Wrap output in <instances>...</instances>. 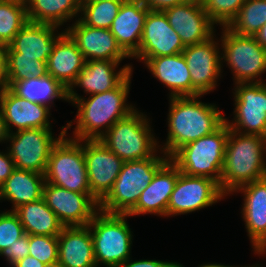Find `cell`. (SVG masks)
Wrapping results in <instances>:
<instances>
[{
  "mask_svg": "<svg viewBox=\"0 0 266 267\" xmlns=\"http://www.w3.org/2000/svg\"><path fill=\"white\" fill-rule=\"evenodd\" d=\"M132 72L114 89L80 96L75 89H68V102L76 105V127L71 138L99 140L118 120L127 117L136 107L127 104Z\"/></svg>",
  "mask_w": 266,
  "mask_h": 267,
  "instance_id": "cell-1",
  "label": "cell"
},
{
  "mask_svg": "<svg viewBox=\"0 0 266 267\" xmlns=\"http://www.w3.org/2000/svg\"><path fill=\"white\" fill-rule=\"evenodd\" d=\"M201 97H169L168 134L164 145H159V151L167 157L187 143L214 133L225 123L216 104L201 102Z\"/></svg>",
  "mask_w": 266,
  "mask_h": 267,
  "instance_id": "cell-2",
  "label": "cell"
},
{
  "mask_svg": "<svg viewBox=\"0 0 266 267\" xmlns=\"http://www.w3.org/2000/svg\"><path fill=\"white\" fill-rule=\"evenodd\" d=\"M266 177V137L242 134L229 128L220 190L225 196Z\"/></svg>",
  "mask_w": 266,
  "mask_h": 267,
  "instance_id": "cell-3",
  "label": "cell"
},
{
  "mask_svg": "<svg viewBox=\"0 0 266 267\" xmlns=\"http://www.w3.org/2000/svg\"><path fill=\"white\" fill-rule=\"evenodd\" d=\"M160 153L162 156L157 153L152 158L124 162L111 190L99 202V210L109 214H128L155 173L170 159Z\"/></svg>",
  "mask_w": 266,
  "mask_h": 267,
  "instance_id": "cell-4",
  "label": "cell"
},
{
  "mask_svg": "<svg viewBox=\"0 0 266 267\" xmlns=\"http://www.w3.org/2000/svg\"><path fill=\"white\" fill-rule=\"evenodd\" d=\"M149 117L137 110L118 120L99 140L123 162L152 158L159 152Z\"/></svg>",
  "mask_w": 266,
  "mask_h": 267,
  "instance_id": "cell-5",
  "label": "cell"
},
{
  "mask_svg": "<svg viewBox=\"0 0 266 267\" xmlns=\"http://www.w3.org/2000/svg\"><path fill=\"white\" fill-rule=\"evenodd\" d=\"M228 136L224 123L214 133L179 148L170 160L186 175L209 177L220 184Z\"/></svg>",
  "mask_w": 266,
  "mask_h": 267,
  "instance_id": "cell-6",
  "label": "cell"
},
{
  "mask_svg": "<svg viewBox=\"0 0 266 267\" xmlns=\"http://www.w3.org/2000/svg\"><path fill=\"white\" fill-rule=\"evenodd\" d=\"M127 217L99 210L89 222L97 267H120L130 258L133 234Z\"/></svg>",
  "mask_w": 266,
  "mask_h": 267,
  "instance_id": "cell-7",
  "label": "cell"
},
{
  "mask_svg": "<svg viewBox=\"0 0 266 267\" xmlns=\"http://www.w3.org/2000/svg\"><path fill=\"white\" fill-rule=\"evenodd\" d=\"M72 123V120L67 123L65 134L51 150L44 174L45 182L69 191L91 193L82 140L67 136V130L72 127Z\"/></svg>",
  "mask_w": 266,
  "mask_h": 267,
  "instance_id": "cell-8",
  "label": "cell"
},
{
  "mask_svg": "<svg viewBox=\"0 0 266 267\" xmlns=\"http://www.w3.org/2000/svg\"><path fill=\"white\" fill-rule=\"evenodd\" d=\"M221 30V60L232 71L234 84L264 82L260 76L266 72V49L255 36L236 34L227 26Z\"/></svg>",
  "mask_w": 266,
  "mask_h": 267,
  "instance_id": "cell-9",
  "label": "cell"
},
{
  "mask_svg": "<svg viewBox=\"0 0 266 267\" xmlns=\"http://www.w3.org/2000/svg\"><path fill=\"white\" fill-rule=\"evenodd\" d=\"M61 129L58 138H54L52 129L47 128H29L9 134L6 141L10 142V146L7 150L15 169L44 175L52 148L65 134V127L62 126Z\"/></svg>",
  "mask_w": 266,
  "mask_h": 267,
  "instance_id": "cell-10",
  "label": "cell"
},
{
  "mask_svg": "<svg viewBox=\"0 0 266 267\" xmlns=\"http://www.w3.org/2000/svg\"><path fill=\"white\" fill-rule=\"evenodd\" d=\"M234 85V118L225 123L230 130L266 137V83Z\"/></svg>",
  "mask_w": 266,
  "mask_h": 267,
  "instance_id": "cell-11",
  "label": "cell"
},
{
  "mask_svg": "<svg viewBox=\"0 0 266 267\" xmlns=\"http://www.w3.org/2000/svg\"><path fill=\"white\" fill-rule=\"evenodd\" d=\"M214 36L216 34L204 42L186 46L182 52L192 80V96L210 93L222 76L221 46Z\"/></svg>",
  "mask_w": 266,
  "mask_h": 267,
  "instance_id": "cell-12",
  "label": "cell"
},
{
  "mask_svg": "<svg viewBox=\"0 0 266 267\" xmlns=\"http://www.w3.org/2000/svg\"><path fill=\"white\" fill-rule=\"evenodd\" d=\"M226 197L219 184L204 176L180 173L167 206V217L207 208Z\"/></svg>",
  "mask_w": 266,
  "mask_h": 267,
  "instance_id": "cell-13",
  "label": "cell"
},
{
  "mask_svg": "<svg viewBox=\"0 0 266 267\" xmlns=\"http://www.w3.org/2000/svg\"><path fill=\"white\" fill-rule=\"evenodd\" d=\"M42 198L64 227L87 226L99 211V201L91 193L69 191L47 182Z\"/></svg>",
  "mask_w": 266,
  "mask_h": 267,
  "instance_id": "cell-14",
  "label": "cell"
},
{
  "mask_svg": "<svg viewBox=\"0 0 266 267\" xmlns=\"http://www.w3.org/2000/svg\"><path fill=\"white\" fill-rule=\"evenodd\" d=\"M91 194L100 202L115 183L123 161L100 140H82Z\"/></svg>",
  "mask_w": 266,
  "mask_h": 267,
  "instance_id": "cell-15",
  "label": "cell"
},
{
  "mask_svg": "<svg viewBox=\"0 0 266 267\" xmlns=\"http://www.w3.org/2000/svg\"><path fill=\"white\" fill-rule=\"evenodd\" d=\"M162 12L185 47L204 42L216 32L215 23L207 16L201 0H189Z\"/></svg>",
  "mask_w": 266,
  "mask_h": 267,
  "instance_id": "cell-16",
  "label": "cell"
},
{
  "mask_svg": "<svg viewBox=\"0 0 266 267\" xmlns=\"http://www.w3.org/2000/svg\"><path fill=\"white\" fill-rule=\"evenodd\" d=\"M243 193L242 218L254 254L266 255V177L239 187Z\"/></svg>",
  "mask_w": 266,
  "mask_h": 267,
  "instance_id": "cell-17",
  "label": "cell"
},
{
  "mask_svg": "<svg viewBox=\"0 0 266 267\" xmlns=\"http://www.w3.org/2000/svg\"><path fill=\"white\" fill-rule=\"evenodd\" d=\"M65 29L76 42L86 61L112 60L121 62L126 58H131L118 44L110 29L90 27L79 18Z\"/></svg>",
  "mask_w": 266,
  "mask_h": 267,
  "instance_id": "cell-18",
  "label": "cell"
},
{
  "mask_svg": "<svg viewBox=\"0 0 266 267\" xmlns=\"http://www.w3.org/2000/svg\"><path fill=\"white\" fill-rule=\"evenodd\" d=\"M185 46L162 11L146 16L139 51L133 57H161L182 53Z\"/></svg>",
  "mask_w": 266,
  "mask_h": 267,
  "instance_id": "cell-19",
  "label": "cell"
},
{
  "mask_svg": "<svg viewBox=\"0 0 266 267\" xmlns=\"http://www.w3.org/2000/svg\"><path fill=\"white\" fill-rule=\"evenodd\" d=\"M0 106L9 134L29 128L52 129L51 109L16 95L9 87L0 92Z\"/></svg>",
  "mask_w": 266,
  "mask_h": 267,
  "instance_id": "cell-20",
  "label": "cell"
},
{
  "mask_svg": "<svg viewBox=\"0 0 266 267\" xmlns=\"http://www.w3.org/2000/svg\"><path fill=\"white\" fill-rule=\"evenodd\" d=\"M59 27L28 21L15 35L12 42L4 47L6 53H21V57L36 58L47 62L57 41L66 33L58 32ZM57 32V33H56Z\"/></svg>",
  "mask_w": 266,
  "mask_h": 267,
  "instance_id": "cell-21",
  "label": "cell"
},
{
  "mask_svg": "<svg viewBox=\"0 0 266 267\" xmlns=\"http://www.w3.org/2000/svg\"><path fill=\"white\" fill-rule=\"evenodd\" d=\"M180 173L169 159L155 173L147 188L142 191L136 206L127 215L154 214L167 217V206Z\"/></svg>",
  "mask_w": 266,
  "mask_h": 267,
  "instance_id": "cell-22",
  "label": "cell"
},
{
  "mask_svg": "<svg viewBox=\"0 0 266 267\" xmlns=\"http://www.w3.org/2000/svg\"><path fill=\"white\" fill-rule=\"evenodd\" d=\"M149 11L143 0L125 1L111 25V33L131 59L139 51L145 19Z\"/></svg>",
  "mask_w": 266,
  "mask_h": 267,
  "instance_id": "cell-23",
  "label": "cell"
},
{
  "mask_svg": "<svg viewBox=\"0 0 266 267\" xmlns=\"http://www.w3.org/2000/svg\"><path fill=\"white\" fill-rule=\"evenodd\" d=\"M143 61L163 85L170 90L169 97L192 96V80L182 53L161 57H132Z\"/></svg>",
  "mask_w": 266,
  "mask_h": 267,
  "instance_id": "cell-24",
  "label": "cell"
},
{
  "mask_svg": "<svg viewBox=\"0 0 266 267\" xmlns=\"http://www.w3.org/2000/svg\"><path fill=\"white\" fill-rule=\"evenodd\" d=\"M120 63L112 60L86 61L84 68L69 89L80 87L86 95H93L116 88L133 72L130 64L123 65L118 69L119 71L116 70Z\"/></svg>",
  "mask_w": 266,
  "mask_h": 267,
  "instance_id": "cell-25",
  "label": "cell"
},
{
  "mask_svg": "<svg viewBox=\"0 0 266 267\" xmlns=\"http://www.w3.org/2000/svg\"><path fill=\"white\" fill-rule=\"evenodd\" d=\"M58 238V261L63 267H97L89 226L64 227Z\"/></svg>",
  "mask_w": 266,
  "mask_h": 267,
  "instance_id": "cell-26",
  "label": "cell"
},
{
  "mask_svg": "<svg viewBox=\"0 0 266 267\" xmlns=\"http://www.w3.org/2000/svg\"><path fill=\"white\" fill-rule=\"evenodd\" d=\"M86 60L76 42L66 32L56 43L47 60V71L67 89L76 81Z\"/></svg>",
  "mask_w": 266,
  "mask_h": 267,
  "instance_id": "cell-27",
  "label": "cell"
},
{
  "mask_svg": "<svg viewBox=\"0 0 266 267\" xmlns=\"http://www.w3.org/2000/svg\"><path fill=\"white\" fill-rule=\"evenodd\" d=\"M45 175L30 171L15 169L0 187V201L12 203L15 211L18 207L40 200L43 196Z\"/></svg>",
  "mask_w": 266,
  "mask_h": 267,
  "instance_id": "cell-28",
  "label": "cell"
},
{
  "mask_svg": "<svg viewBox=\"0 0 266 267\" xmlns=\"http://www.w3.org/2000/svg\"><path fill=\"white\" fill-rule=\"evenodd\" d=\"M10 89L19 97L51 109L54 100H68V89L51 75L29 77L15 82Z\"/></svg>",
  "mask_w": 266,
  "mask_h": 267,
  "instance_id": "cell-29",
  "label": "cell"
},
{
  "mask_svg": "<svg viewBox=\"0 0 266 267\" xmlns=\"http://www.w3.org/2000/svg\"><path fill=\"white\" fill-rule=\"evenodd\" d=\"M24 227L25 234L58 236L64 225L46 205L43 198L18 207L14 211Z\"/></svg>",
  "mask_w": 266,
  "mask_h": 267,
  "instance_id": "cell-30",
  "label": "cell"
},
{
  "mask_svg": "<svg viewBox=\"0 0 266 267\" xmlns=\"http://www.w3.org/2000/svg\"><path fill=\"white\" fill-rule=\"evenodd\" d=\"M28 21L61 27L79 17V0H31L26 6Z\"/></svg>",
  "mask_w": 266,
  "mask_h": 267,
  "instance_id": "cell-31",
  "label": "cell"
},
{
  "mask_svg": "<svg viewBox=\"0 0 266 267\" xmlns=\"http://www.w3.org/2000/svg\"><path fill=\"white\" fill-rule=\"evenodd\" d=\"M266 22V0H246L227 26L242 36H255Z\"/></svg>",
  "mask_w": 266,
  "mask_h": 267,
  "instance_id": "cell-32",
  "label": "cell"
},
{
  "mask_svg": "<svg viewBox=\"0 0 266 267\" xmlns=\"http://www.w3.org/2000/svg\"><path fill=\"white\" fill-rule=\"evenodd\" d=\"M27 22L26 5L0 0V46H8Z\"/></svg>",
  "mask_w": 266,
  "mask_h": 267,
  "instance_id": "cell-33",
  "label": "cell"
},
{
  "mask_svg": "<svg viewBox=\"0 0 266 267\" xmlns=\"http://www.w3.org/2000/svg\"><path fill=\"white\" fill-rule=\"evenodd\" d=\"M123 2L125 1H83L81 2L79 19L93 28L110 29Z\"/></svg>",
  "mask_w": 266,
  "mask_h": 267,
  "instance_id": "cell-34",
  "label": "cell"
},
{
  "mask_svg": "<svg viewBox=\"0 0 266 267\" xmlns=\"http://www.w3.org/2000/svg\"><path fill=\"white\" fill-rule=\"evenodd\" d=\"M7 87L29 77H43L48 74L47 62L36 58L21 57V53H6Z\"/></svg>",
  "mask_w": 266,
  "mask_h": 267,
  "instance_id": "cell-35",
  "label": "cell"
},
{
  "mask_svg": "<svg viewBox=\"0 0 266 267\" xmlns=\"http://www.w3.org/2000/svg\"><path fill=\"white\" fill-rule=\"evenodd\" d=\"M246 0H201L207 16L217 26H228Z\"/></svg>",
  "mask_w": 266,
  "mask_h": 267,
  "instance_id": "cell-36",
  "label": "cell"
},
{
  "mask_svg": "<svg viewBox=\"0 0 266 267\" xmlns=\"http://www.w3.org/2000/svg\"><path fill=\"white\" fill-rule=\"evenodd\" d=\"M29 255L43 264L58 260L57 236L29 235Z\"/></svg>",
  "mask_w": 266,
  "mask_h": 267,
  "instance_id": "cell-37",
  "label": "cell"
},
{
  "mask_svg": "<svg viewBox=\"0 0 266 267\" xmlns=\"http://www.w3.org/2000/svg\"><path fill=\"white\" fill-rule=\"evenodd\" d=\"M25 235L24 227L14 211L0 212V251Z\"/></svg>",
  "mask_w": 266,
  "mask_h": 267,
  "instance_id": "cell-38",
  "label": "cell"
},
{
  "mask_svg": "<svg viewBox=\"0 0 266 267\" xmlns=\"http://www.w3.org/2000/svg\"><path fill=\"white\" fill-rule=\"evenodd\" d=\"M0 256L5 257L7 263L12 267L19 260L29 256V234H25L14 242L10 247L0 251Z\"/></svg>",
  "mask_w": 266,
  "mask_h": 267,
  "instance_id": "cell-39",
  "label": "cell"
},
{
  "mask_svg": "<svg viewBox=\"0 0 266 267\" xmlns=\"http://www.w3.org/2000/svg\"><path fill=\"white\" fill-rule=\"evenodd\" d=\"M15 170L14 161L8 150L0 152V187Z\"/></svg>",
  "mask_w": 266,
  "mask_h": 267,
  "instance_id": "cell-40",
  "label": "cell"
},
{
  "mask_svg": "<svg viewBox=\"0 0 266 267\" xmlns=\"http://www.w3.org/2000/svg\"><path fill=\"white\" fill-rule=\"evenodd\" d=\"M120 267H175V262L148 259L132 261L130 257Z\"/></svg>",
  "mask_w": 266,
  "mask_h": 267,
  "instance_id": "cell-41",
  "label": "cell"
},
{
  "mask_svg": "<svg viewBox=\"0 0 266 267\" xmlns=\"http://www.w3.org/2000/svg\"><path fill=\"white\" fill-rule=\"evenodd\" d=\"M189 0H143L144 4L153 11H163L164 9L185 3Z\"/></svg>",
  "mask_w": 266,
  "mask_h": 267,
  "instance_id": "cell-42",
  "label": "cell"
},
{
  "mask_svg": "<svg viewBox=\"0 0 266 267\" xmlns=\"http://www.w3.org/2000/svg\"><path fill=\"white\" fill-rule=\"evenodd\" d=\"M7 87V67L6 52L3 46H0V92Z\"/></svg>",
  "mask_w": 266,
  "mask_h": 267,
  "instance_id": "cell-43",
  "label": "cell"
},
{
  "mask_svg": "<svg viewBox=\"0 0 266 267\" xmlns=\"http://www.w3.org/2000/svg\"><path fill=\"white\" fill-rule=\"evenodd\" d=\"M43 266L44 264L41 261L29 255L19 260L12 267H43Z\"/></svg>",
  "mask_w": 266,
  "mask_h": 267,
  "instance_id": "cell-44",
  "label": "cell"
},
{
  "mask_svg": "<svg viewBox=\"0 0 266 267\" xmlns=\"http://www.w3.org/2000/svg\"><path fill=\"white\" fill-rule=\"evenodd\" d=\"M9 136V132L3 117V112L0 106V143H5Z\"/></svg>",
  "mask_w": 266,
  "mask_h": 267,
  "instance_id": "cell-45",
  "label": "cell"
},
{
  "mask_svg": "<svg viewBox=\"0 0 266 267\" xmlns=\"http://www.w3.org/2000/svg\"><path fill=\"white\" fill-rule=\"evenodd\" d=\"M257 41L266 49V22L255 35Z\"/></svg>",
  "mask_w": 266,
  "mask_h": 267,
  "instance_id": "cell-46",
  "label": "cell"
},
{
  "mask_svg": "<svg viewBox=\"0 0 266 267\" xmlns=\"http://www.w3.org/2000/svg\"><path fill=\"white\" fill-rule=\"evenodd\" d=\"M175 267H184L182 264L175 262ZM198 267H239V266H230V265H225V264H220V263H207V264H202L199 265ZM243 267V266H240Z\"/></svg>",
  "mask_w": 266,
  "mask_h": 267,
  "instance_id": "cell-47",
  "label": "cell"
},
{
  "mask_svg": "<svg viewBox=\"0 0 266 267\" xmlns=\"http://www.w3.org/2000/svg\"><path fill=\"white\" fill-rule=\"evenodd\" d=\"M43 267H63L59 261H55V262H52V263H47V264H44Z\"/></svg>",
  "mask_w": 266,
  "mask_h": 267,
  "instance_id": "cell-48",
  "label": "cell"
},
{
  "mask_svg": "<svg viewBox=\"0 0 266 267\" xmlns=\"http://www.w3.org/2000/svg\"><path fill=\"white\" fill-rule=\"evenodd\" d=\"M14 1L18 2V3H21V4H24L26 6L31 2V0H14Z\"/></svg>",
  "mask_w": 266,
  "mask_h": 267,
  "instance_id": "cell-49",
  "label": "cell"
},
{
  "mask_svg": "<svg viewBox=\"0 0 266 267\" xmlns=\"http://www.w3.org/2000/svg\"><path fill=\"white\" fill-rule=\"evenodd\" d=\"M259 265H261V264H257L256 265V263H255V265H253V266H244V267H260ZM262 267V266H261Z\"/></svg>",
  "mask_w": 266,
  "mask_h": 267,
  "instance_id": "cell-50",
  "label": "cell"
},
{
  "mask_svg": "<svg viewBox=\"0 0 266 267\" xmlns=\"http://www.w3.org/2000/svg\"><path fill=\"white\" fill-rule=\"evenodd\" d=\"M84 1H103V0H84ZM120 1H128V0H120Z\"/></svg>",
  "mask_w": 266,
  "mask_h": 267,
  "instance_id": "cell-51",
  "label": "cell"
}]
</instances>
